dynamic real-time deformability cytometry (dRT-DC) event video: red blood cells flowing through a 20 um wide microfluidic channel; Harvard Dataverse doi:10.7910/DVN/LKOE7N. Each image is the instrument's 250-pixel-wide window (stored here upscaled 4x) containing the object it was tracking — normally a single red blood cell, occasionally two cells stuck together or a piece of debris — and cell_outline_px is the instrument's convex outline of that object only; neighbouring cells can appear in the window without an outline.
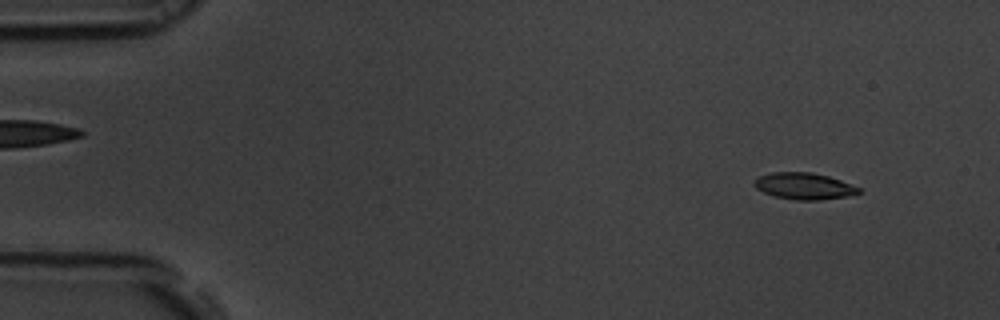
{"species": "common noctule bat (a hibernating species)", "species_latin": "Nyctalus noctula", "temperature_condition": "room temperature", "stored_images_in_passage": 55, "camera_frame_rate_fps": 3000, "um_per_image_px": 0.085, "animal": {"sex": "male", "body_mass_g": 19.5, "forearm_length_mm": 54.6}, "frame": {"image": 1, "passage_image": 5, "time_ms": 1.333, "image_size_px": [1000, 320], "cell_outline_px": [[860, 192], [848, 196], [816, 200], [796, 200], [772, 196], [756, 188], [752, 184], [752, 180], [760, 176], [772, 172], [812, 172], [828, 176], [840, 180], [860, 188]], "centroid_in_image_um": [68.29, 15.81], "position_along_channel_um": 16.7, "area_um2": 16.18}}
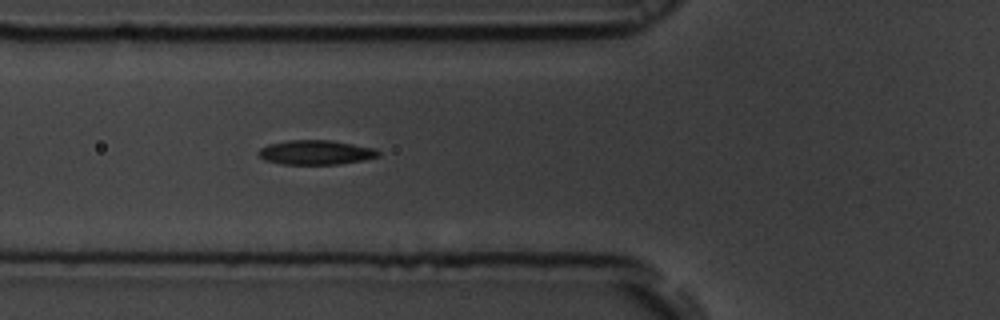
{"frame": {"image": 2, "passage_image": 20, "time_ms": 6.333, "image_size_px": [1000, 320], "cell_outline_px": [[380, 156], [364, 160], [340, 164], [280, 164], [264, 160], [256, 152], [260, 148], [268, 144], [288, 140], [332, 140], [372, 148], [380, 152]], "centroid_in_image_um": [26.81, 12.96], "position_along_channel_um": 99.0, "area_um2": 17.11}}
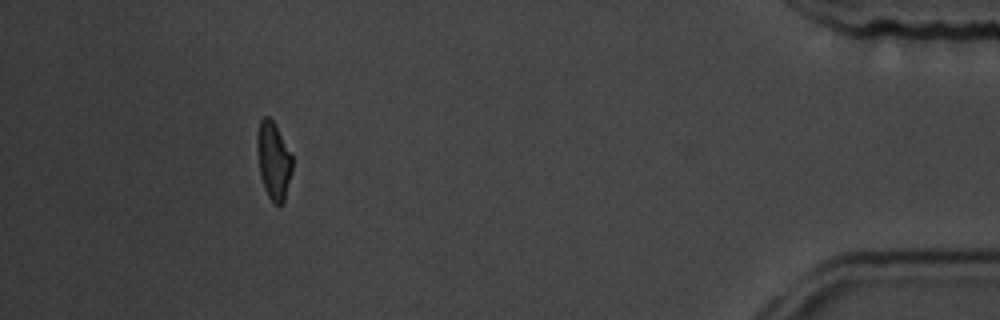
{"frame": {"image": 3, "passage_image": 50, "time_ms": 16.333, "image_size_px": [1000, 320], "cell_outline_px": [[292, 168], [284, 204], [280, 208], [268, 196], [264, 188], [260, 176], [256, 148], [256, 132], [260, 120], [264, 116], [268, 116], [272, 120], [292, 156]], "centroid_in_image_um": [23.22, 13.68], "position_along_channel_um": 412.0, "area_um2": 15.95}, "authors_computed_cell_mechanics": {"area_um2": 16.473, "velocity_mm_per_s": 3.7329, "shape_relaxation_time_tau1_ms": 3.4942, "shape_relaxation_time_tau2_ms": 4.7839, "deformation_change_tau1": 0.1371, "deformation_change_tau2": 0.111}}